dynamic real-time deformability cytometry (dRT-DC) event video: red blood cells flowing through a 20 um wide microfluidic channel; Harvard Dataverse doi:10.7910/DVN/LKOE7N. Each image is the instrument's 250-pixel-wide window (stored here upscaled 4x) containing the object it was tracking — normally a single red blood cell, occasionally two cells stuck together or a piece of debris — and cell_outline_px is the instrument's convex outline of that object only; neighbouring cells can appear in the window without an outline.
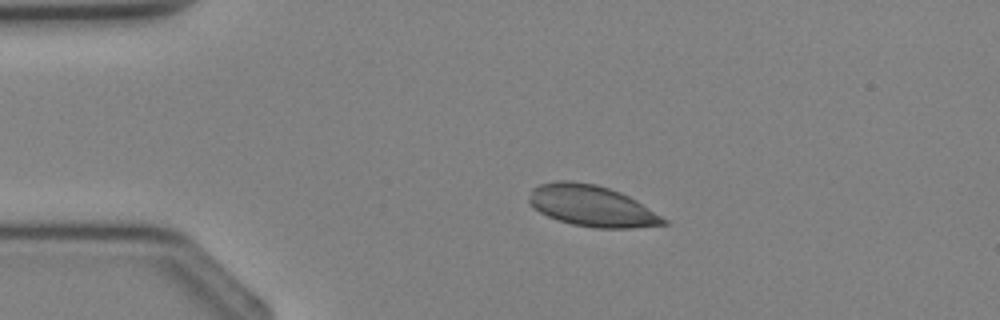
{"species": "Egyptian fruit bat (a non-hibernating species)", "species_latin": "Rousettus aegyptiacus", "temperature_condition": "cold", "stored_images_in_passage": 1, "camera_frame_rate_fps": 3000, "um_per_image_px": 0.085, "animal": {"sex": "female"}, "frame": {"image": 1, "passage_image": 1, "time_ms": 0.0, "image_size_px": [1000, 320], "cell_outline_px": [[668, 224], [632, 228], [596, 228], [572, 224], [548, 216], [540, 212], [528, 204], [528, 200], [532, 188], [540, 184], [556, 180], [572, 180], [596, 184], [620, 192], [636, 200], [668, 220]], "centroid_in_image_um": [50.28, 17.49], "position_along_channel_um": 34.7, "area_um2": 32.25}}